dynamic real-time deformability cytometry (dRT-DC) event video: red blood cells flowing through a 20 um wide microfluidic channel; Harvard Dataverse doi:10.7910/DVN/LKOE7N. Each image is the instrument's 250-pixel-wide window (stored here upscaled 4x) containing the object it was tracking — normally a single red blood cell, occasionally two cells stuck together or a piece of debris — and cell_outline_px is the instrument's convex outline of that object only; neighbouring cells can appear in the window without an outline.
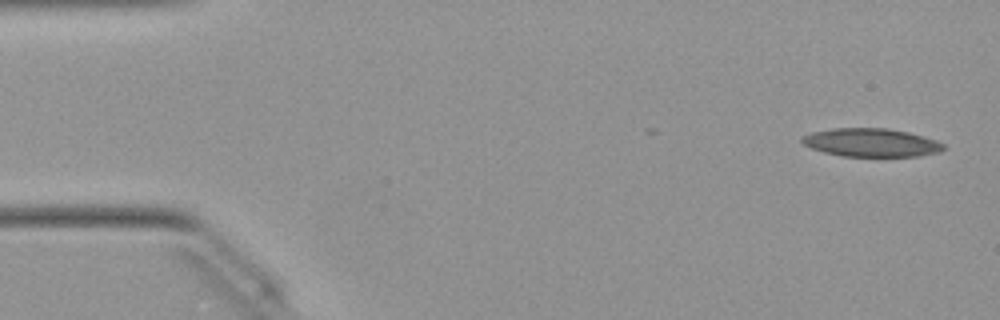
{"species": "Egyptian fruit bat (a non-hibernating species)", "species_latin": "Rousettus aegyptiacus", "temperature_condition": "warm", "stored_images_in_passage": 39, "camera_frame_rate_fps": 3000, "um_per_image_px": 0.085, "animal": {"sex": "female"}, "frame": {"image": 1, "passage_image": 1, "time_ms": 0.0, "image_size_px": [1000, 320], "cell_outline_px": [[944, 148], [940, 152], [920, 156], [844, 156], [824, 152], [812, 148], [804, 144], [800, 140], [800, 136], [812, 132], [832, 128], [888, 128], [908, 132], [924, 136], [936, 140], [944, 144]], "centroid_in_image_um": [74.05, 12.11], "position_along_channel_um": 11.0, "area_um2": 23.41}}
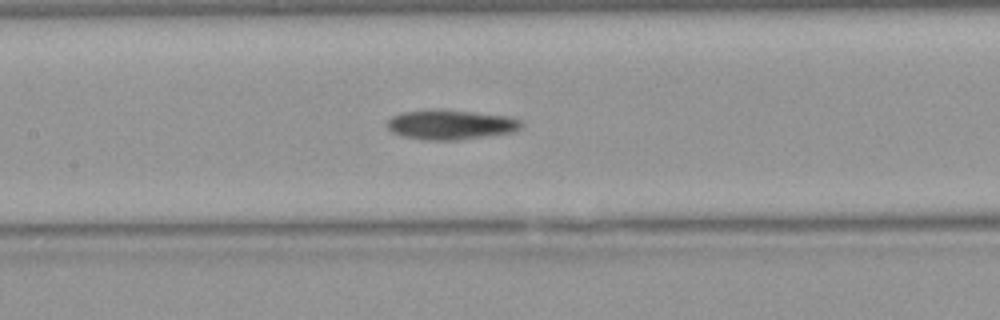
{"frame": {"image": 2, "passage_image": 22, "time_ms": 7.0, "image_size_px": [1000, 320], "cell_outline_px": [[524, 128], [512, 132], [460, 140], [428, 140], [404, 136], [392, 132], [388, 128], [388, 120], [392, 116], [400, 112], [428, 108], [440, 108], [512, 116], [524, 120]], "centroid_in_image_um": [38.37, 10.56], "position_along_channel_um": 169.0, "area_um2": 23.93}}
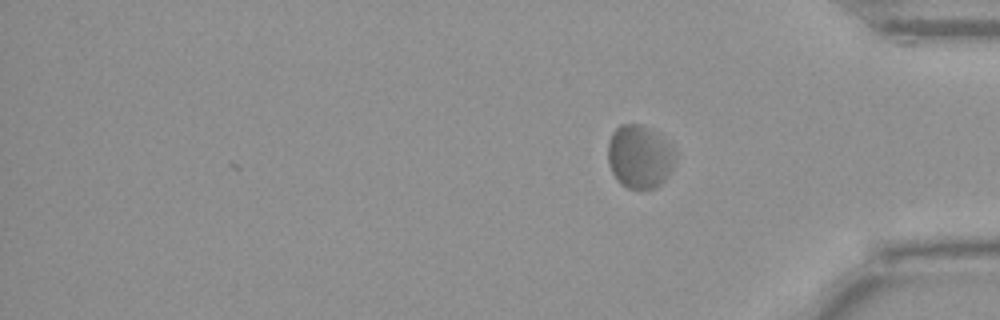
{"frame": {"image": 3, "passage_image": 39, "time_ms": 12.667, "image_size_px": [1000, 320], "cell_outline_px": [[676, 160], [672, 168], [664, 180], [656, 188], [628, 188], [620, 184], [616, 180], [608, 164], [608, 140], [612, 132], [620, 124], [640, 124], [656, 132], [676, 152]], "centroid_in_image_um": [54.34, 13.32], "position_along_channel_um": 380.9, "area_um2": 24.85}, "authors_computed_cell_mechanics": {"area_um2": 23.698, "velocity_mm_per_s": 3.9535, "shape_relaxation_time_tau1_ms": null, "shape_relaxation_time_tau2_ms": 2.5243, "deformation_change_tau1": null, "deformation_change_tau2": 0.0669}}